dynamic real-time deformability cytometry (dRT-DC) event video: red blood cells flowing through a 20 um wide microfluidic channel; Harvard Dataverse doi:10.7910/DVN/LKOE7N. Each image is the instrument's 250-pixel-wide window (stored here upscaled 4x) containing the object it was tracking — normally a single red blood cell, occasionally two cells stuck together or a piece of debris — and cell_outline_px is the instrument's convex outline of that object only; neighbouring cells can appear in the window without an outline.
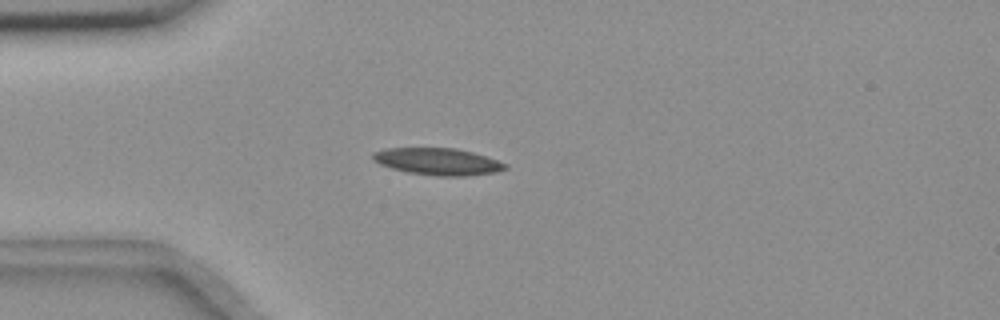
{"species": "common noctule bat (a hibernating species)", "species_latin": "Nyctalus noctula", "temperature_condition": "room temperature", "stored_images_in_passage": 8, "camera_frame_rate_fps": 3000, "um_per_image_px": 0.085, "animal": {"sex": "female", "body_mass_g": 18.4}, "frame": {"image": 1, "passage_image": 2, "time_ms": 1.333, "image_size_px": [1000, 320], "cell_outline_px": [[508, 168], [496, 172], [464, 176], [436, 176], [408, 172], [392, 168], [380, 164], [372, 160], [372, 152], [388, 148], [456, 148], [472, 152], [508, 164]], "centroid_in_image_um": [37.2, 13.73], "position_along_channel_um": 47.8, "area_um2": 20.69}}
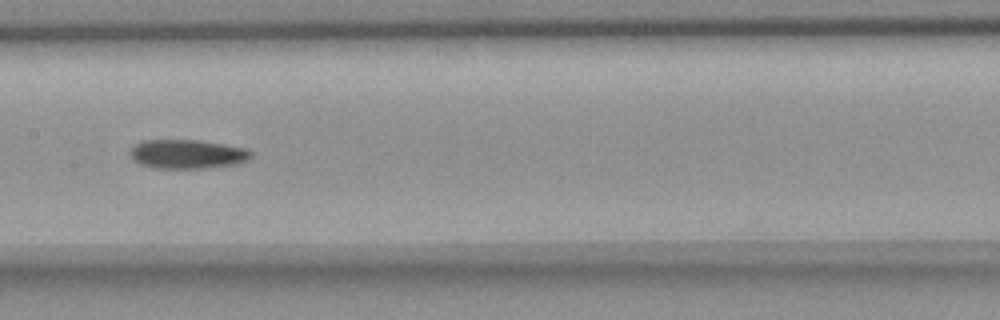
{"frame": {"image": 2, "passage_image": 6, "time_ms": 5.667, "image_size_px": [1000, 320], "cell_outline_px": [[252, 156], [248, 160], [236, 164], [204, 168], [152, 168], [140, 164], [132, 160], [132, 148], [136, 144], [144, 140], [200, 140], [248, 148], [252, 152]], "centroid_in_image_um": [15.96, 13.1], "position_along_channel_um": 191.4, "area_um2": 20.52}}
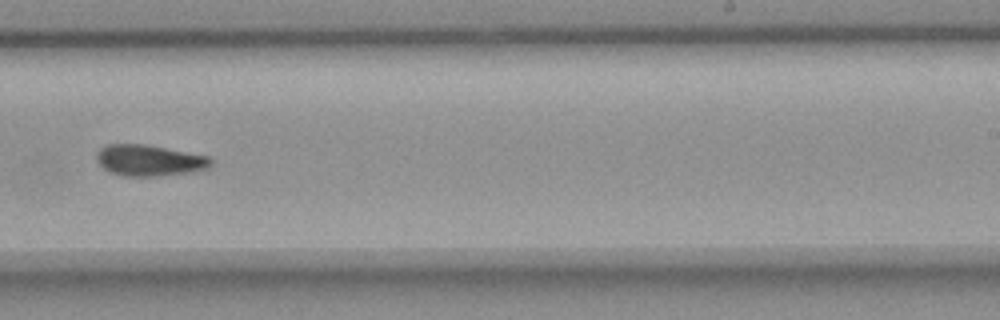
{"frame": {"image": 3, "passage_image": 8, "time_ms": 8.0, "image_size_px": [1000, 320], "cell_outline_px": [[212, 164], [208, 168], [192, 172], [156, 176], [124, 176], [112, 172], [104, 168], [96, 160], [96, 156], [100, 148], [108, 144], [144, 144], [208, 156], [212, 160]], "centroid_in_image_um": [12.69, 13.63], "position_along_channel_um": 276.3, "area_um2": 20.58}}